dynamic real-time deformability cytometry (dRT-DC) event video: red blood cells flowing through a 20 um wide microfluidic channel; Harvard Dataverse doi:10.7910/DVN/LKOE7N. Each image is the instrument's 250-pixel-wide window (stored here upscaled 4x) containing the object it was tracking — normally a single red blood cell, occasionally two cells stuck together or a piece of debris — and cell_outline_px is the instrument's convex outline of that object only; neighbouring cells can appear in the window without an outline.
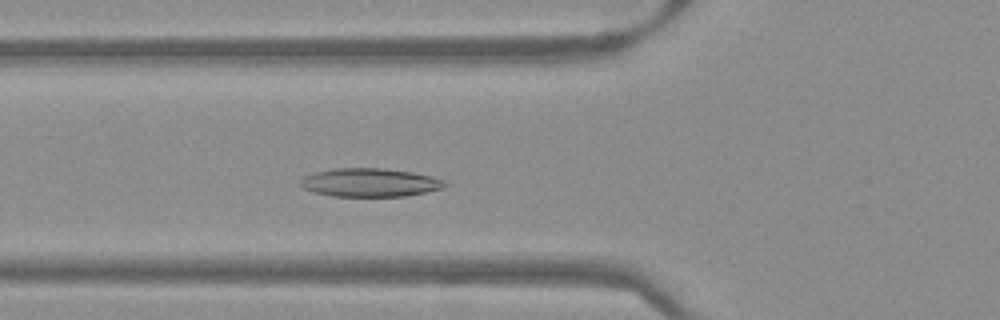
{"species": "Egyptian fruit bat (a non-hibernating species)", "species_latin": "Rousettus aegyptiacus", "temperature_condition": "warm", "stored_images_in_passage": 48, "camera_frame_rate_fps": 3000, "um_per_image_px": 0.085, "frame": {"image": 1, "passage_image": 16, "time_ms": 5.0, "image_size_px": [1000, 320], "cell_outline_px": [[448, 184], [444, 188], [404, 196], [332, 196], [316, 192], [304, 188], [300, 184], [300, 180], [304, 176], [316, 172], [332, 168], [384, 168], [412, 172], [432, 176], [444, 180]], "centroid_in_image_um": [31.46, 15.5], "position_along_channel_um": 94.3, "area_um2": 23.87}}
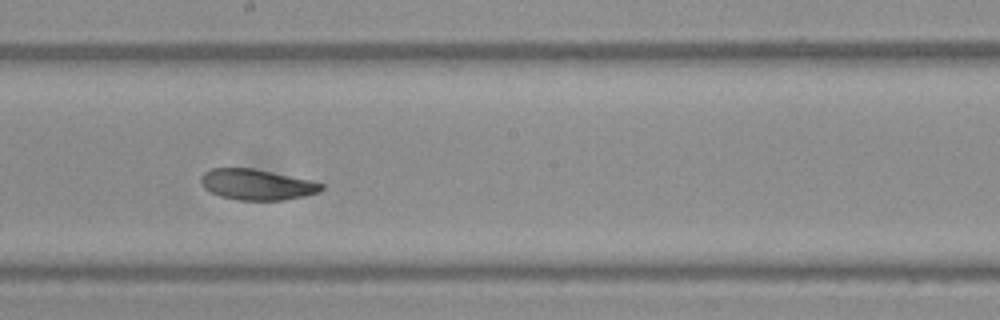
{"frame": {"image": 2, "passage_image": 26, "time_ms": 8.333, "image_size_px": [1000, 320], "cell_outline_px": [[324, 188], [320, 192], [304, 196], [280, 200], [236, 200], [220, 196], [204, 188], [200, 180], [200, 176], [204, 172], [212, 168], [252, 168], [312, 180], [324, 184]], "centroid_in_image_um": [21.84, 15.68], "position_along_channel_um": 226.4, "area_um2": 21.62}}
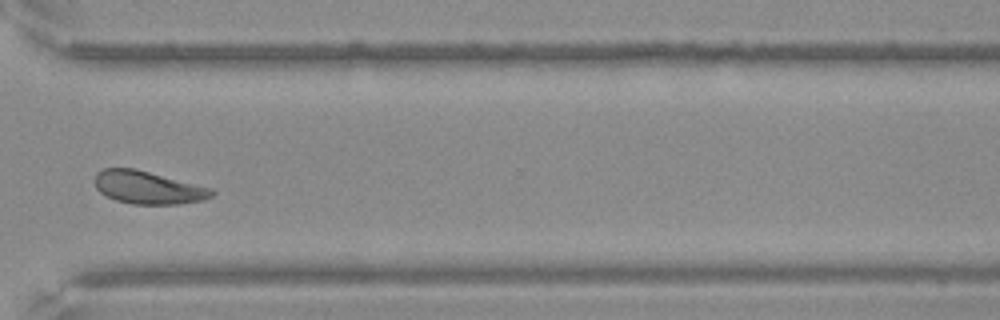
{"frame": {"image": 3, "passage_image": 36, "time_ms": 11.667, "image_size_px": [1000, 320], "cell_outline_px": [[216, 192], [212, 196], [204, 200], [180, 204], [132, 204], [116, 200], [100, 192], [96, 188], [96, 172], [104, 168], [136, 168], [212, 188]], "centroid_in_image_um": [12.61, 15.94], "position_along_channel_um": 358.0, "area_um2": 22.43}}